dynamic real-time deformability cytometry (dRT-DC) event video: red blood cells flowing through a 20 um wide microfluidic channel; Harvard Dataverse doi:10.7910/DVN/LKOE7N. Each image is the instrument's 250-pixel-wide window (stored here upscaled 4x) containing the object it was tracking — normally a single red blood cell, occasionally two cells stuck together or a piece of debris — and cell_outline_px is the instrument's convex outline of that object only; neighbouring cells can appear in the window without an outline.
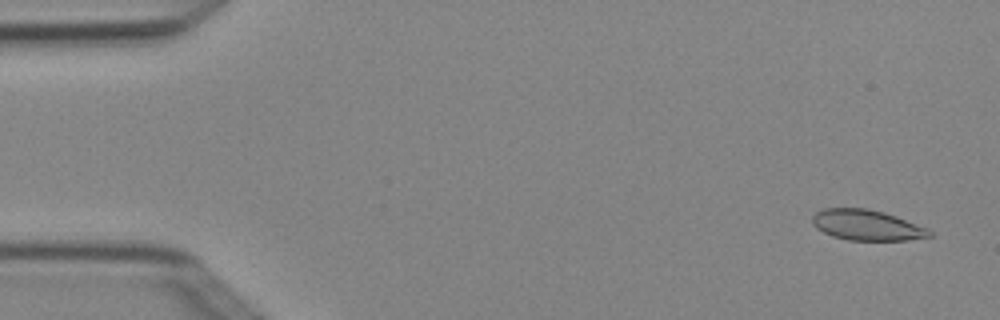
{"species": "Egyptian fruit bat (a non-hibernating species)", "species_latin": "Rousettus aegyptiacus", "temperature_condition": "cold", "stored_images_in_passage": 5, "camera_frame_rate_fps": 3000, "um_per_image_px": 0.085, "animal": {"sex": "female"}, "frame": {"image": 1, "passage_image": 1, "time_ms": 0.0, "image_size_px": [1000, 320], "cell_outline_px": [[932, 236], [908, 240], [848, 240], [832, 236], [816, 228], [812, 224], [812, 216], [816, 212], [824, 208], [868, 208], [884, 212], [896, 216], [928, 228], [932, 232]], "centroid_in_image_um": [73.67, 19.13], "position_along_channel_um": 11.3, "area_um2": 20.92}}
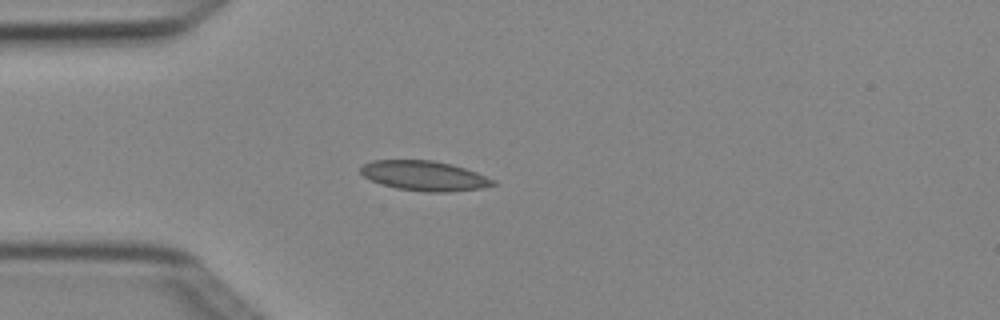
{"frame": {"image": 2, "passage_image": 4, "time_ms": 1.0, "image_size_px": [1000, 320], "cell_outline_px": [[496, 184], [480, 188], [448, 192], [424, 192], [396, 188], [372, 180], [364, 176], [360, 172], [360, 168], [364, 164], [372, 160], [432, 160], [452, 164], [476, 172], [496, 180]], "centroid_in_image_um": [36.08, 14.94], "position_along_channel_um": 48.9, "area_um2": 22.89}}